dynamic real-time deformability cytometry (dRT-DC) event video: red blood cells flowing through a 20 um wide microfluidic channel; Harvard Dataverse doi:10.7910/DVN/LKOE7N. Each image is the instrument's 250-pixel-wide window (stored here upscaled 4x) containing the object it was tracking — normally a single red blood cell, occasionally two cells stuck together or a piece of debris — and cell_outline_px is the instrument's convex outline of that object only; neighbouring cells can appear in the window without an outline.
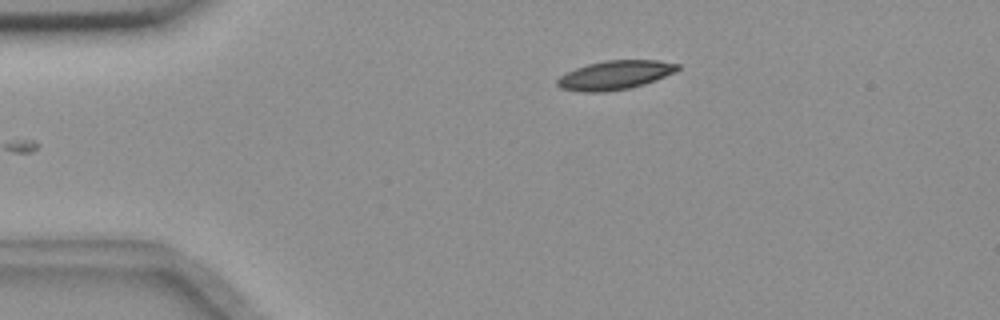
{"species": "common noctule bat (a hibernating species)", "species_latin": "Nyctalus noctula", "temperature_condition": "room temperature", "stored_images_in_passage": 34, "camera_frame_rate_fps": 3000, "um_per_image_px": 0.085, "animal": {"sex": "female", "body_mass_g": 18.4}, "frame": {"image": 1, "passage_image": 1, "time_ms": 0.0, "image_size_px": [1000, 320], "cell_outline_px": [[680, 68], [676, 72], [656, 80], [632, 88], [604, 92], [580, 92], [560, 88], [556, 84], [556, 80], [560, 76], [576, 68], [588, 64], [604, 60], [660, 60], [680, 64]], "centroid_in_image_um": [52.3, 6.38], "position_along_channel_um": 32.7, "area_um2": 20.52}}
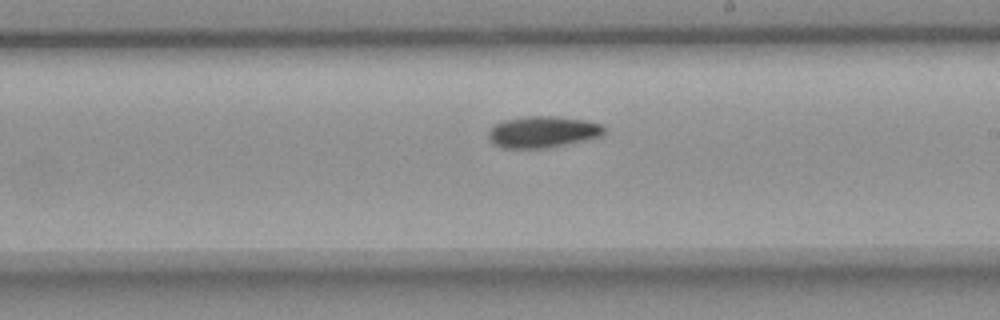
{"frame": {"image": 2, "passage_image": 22, "time_ms": 7.0, "image_size_px": [1000, 320], "cell_outline_px": [[608, 128], [600, 136], [584, 140], [548, 148], [504, 148], [492, 144], [488, 136], [488, 132], [496, 124], [504, 120], [528, 116], [560, 116], [588, 120], [604, 124]], "centroid_in_image_um": [46.18, 11.2], "position_along_channel_um": 242.8, "area_um2": 21.44}}
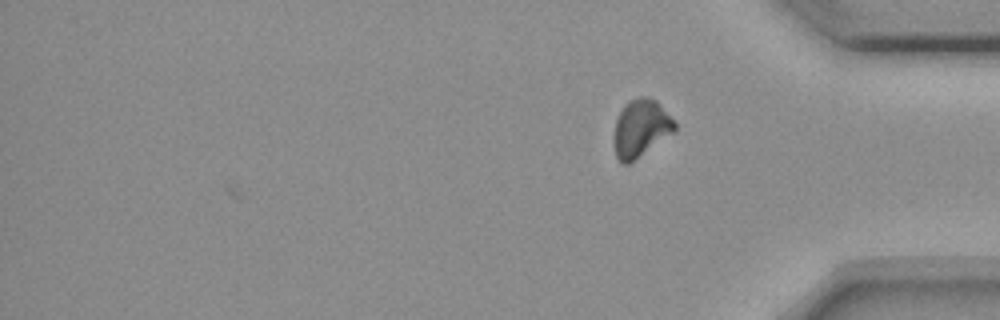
{"frame": {"image": 3, "passage_image": 34, "time_ms": 11.0, "image_size_px": [1000, 320], "cell_outline_px": [[676, 132], [628, 164], [624, 164], [616, 156], [612, 144], [612, 140], [616, 120], [624, 104], [628, 100], [640, 96], [644, 96], [656, 100], [676, 120]], "centroid_in_image_um": [54.48, 10.89], "position_along_channel_um": 380.7, "area_um2": 20.81}, "authors_computed_cell_mechanics": {"area_um2": 20.9814, "velocity_mm_per_s": 3.6572, "shape_relaxation_time_tau1_ms": 7.2365, "shape_relaxation_time_tau2_ms": null, "deformation_change_tau1": 0.1327, "deformation_change_tau2": null}}